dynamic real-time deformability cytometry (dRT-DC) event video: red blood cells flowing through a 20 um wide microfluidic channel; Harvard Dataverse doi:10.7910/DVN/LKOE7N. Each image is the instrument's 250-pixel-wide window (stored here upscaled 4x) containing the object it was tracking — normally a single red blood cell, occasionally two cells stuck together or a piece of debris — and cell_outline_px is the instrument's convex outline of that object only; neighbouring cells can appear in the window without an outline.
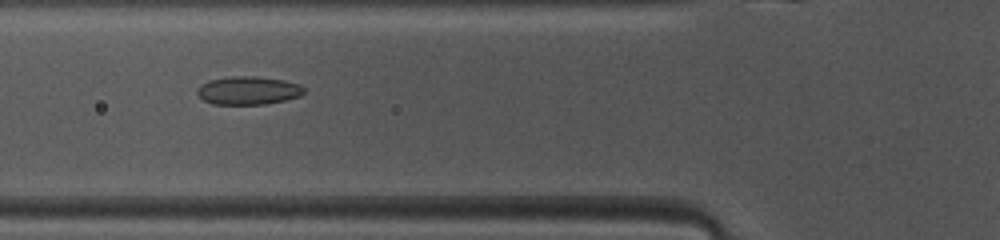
{"species": "common noctule bat (a hibernating species)", "species_latin": "Nyctalus noctula", "temperature_condition": "warm", "stored_images_in_passage": 36, "camera_frame_rate_fps": 3000, "um_per_image_px": 0.085, "animal": {"sex": "female", "body_mass_g": 10.0, "forearm_length_mm": 53.1}, "frame": {"image": 1, "passage_image": 7, "time_ms": 2.0, "image_size_px": [1000, 240], "cell_outline_px": [[304, 92], [300, 96], [284, 100], [264, 104], [212, 104], [204, 100], [196, 92], [208, 80], [232, 76], [252, 76], [284, 80], [300, 84], [304, 88]], "centroid_in_image_um": [21.13, 7.69], "position_along_channel_um": 104.7, "area_um2": 17.34}}
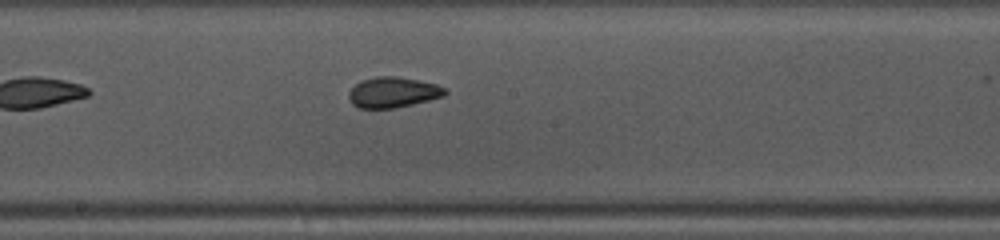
{"frame": {"image": 2, "passage_image": 15, "time_ms": 4.667, "image_size_px": [1000, 240], "cell_outline_px": [[448, 92], [444, 96], [396, 108], [360, 108], [352, 104], [348, 100], [348, 92], [356, 84], [364, 80], [376, 76], [396, 76], [420, 80], [436, 84], [444, 88]], "centroid_in_image_um": [33.39, 7.85], "position_along_channel_um": 214.8, "area_um2": 17.11}}
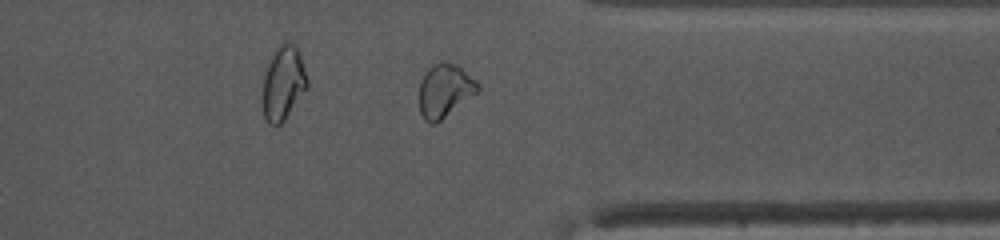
{"frame": {"image": 3, "passage_image": 27, "time_ms": 8.667, "image_size_px": [1000, 240], "cell_outline_px": [[480, 88], [476, 92], [436, 124], [432, 124], [424, 120], [420, 112], [420, 80], [424, 72], [432, 64], [440, 60], [444, 60], [456, 64], [476, 80], [480, 84]], "centroid_in_image_um": [37.78, 7.66], "position_along_channel_um": 373.6, "area_um2": 18.21}, "authors_computed_cell_mechanics": {"area_um2": 17.3689, "velocity_mm_per_s": 4.1027, "shape_relaxation_time_tau1_ms": 7.4666, "shape_relaxation_time_tau2_ms": 1.8739, "deformation_change_tau1": 0.1418, "deformation_change_tau2": 0.0686}}